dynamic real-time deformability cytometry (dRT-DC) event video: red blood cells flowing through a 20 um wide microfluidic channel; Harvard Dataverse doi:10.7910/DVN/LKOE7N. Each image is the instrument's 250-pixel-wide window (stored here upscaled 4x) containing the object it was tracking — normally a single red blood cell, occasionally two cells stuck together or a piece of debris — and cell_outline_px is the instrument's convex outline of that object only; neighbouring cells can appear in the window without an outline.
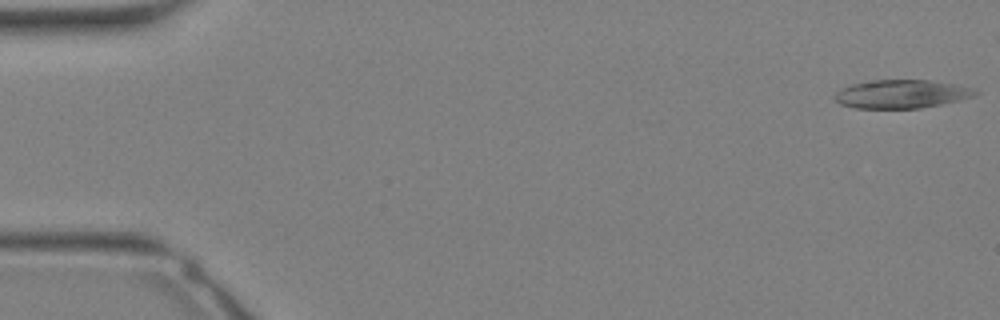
{"species": "Egyptian fruit bat (a non-hibernating species)", "species_latin": "Rousettus aegyptiacus", "temperature_condition": "warm", "stored_images_in_passage": 30, "camera_frame_rate_fps": 3000, "um_per_image_px": 0.085, "animal": {"sex": "female"}, "frame": {"image": 1, "passage_image": 1, "time_ms": 0.0, "image_size_px": [1000, 320], "cell_outline_px": [[980, 92], [976, 96], [960, 100], [920, 108], [856, 108], [840, 104], [836, 100], [836, 92], [840, 88], [852, 84], [876, 80], [928, 80], [956, 84]], "centroid_in_image_um": [76.63, 7.99], "position_along_channel_um": 8.4, "area_um2": 23.06}}
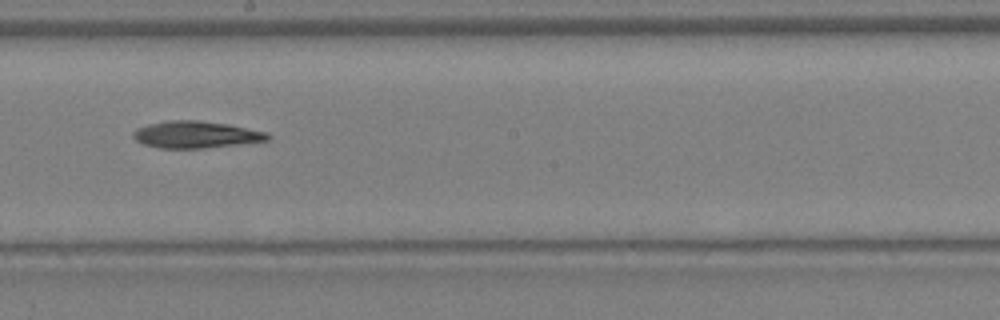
{"frame": {"image": 2, "passage_image": 19, "time_ms": 6.0, "image_size_px": [1000, 320], "cell_outline_px": [[272, 140], [204, 148], [160, 148], [144, 144], [136, 140], [132, 136], [132, 132], [148, 124], [168, 120], [196, 120], [228, 124], [268, 132], [272, 136]], "centroid_in_image_um": [16.7, 11.44], "position_along_channel_um": 231.5, "area_um2": 21.1}}
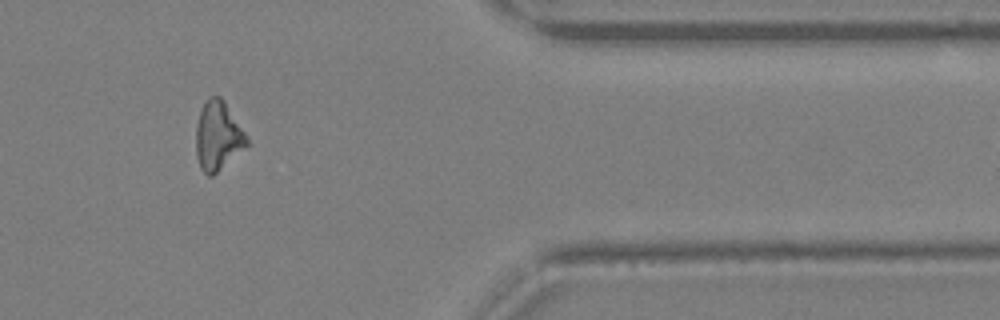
{"frame": {"image": 3, "passage_image": 28, "time_ms": 9.0, "image_size_px": [1000, 320], "cell_outline_px": [[248, 144], [212, 176], [208, 176], [200, 168], [196, 156], [196, 128], [200, 112], [204, 104], [212, 96], [220, 96], [224, 100], [248, 136]], "centroid_in_image_um": [18.52, 11.56], "position_along_channel_um": 392.9, "area_um2": 20.11}}